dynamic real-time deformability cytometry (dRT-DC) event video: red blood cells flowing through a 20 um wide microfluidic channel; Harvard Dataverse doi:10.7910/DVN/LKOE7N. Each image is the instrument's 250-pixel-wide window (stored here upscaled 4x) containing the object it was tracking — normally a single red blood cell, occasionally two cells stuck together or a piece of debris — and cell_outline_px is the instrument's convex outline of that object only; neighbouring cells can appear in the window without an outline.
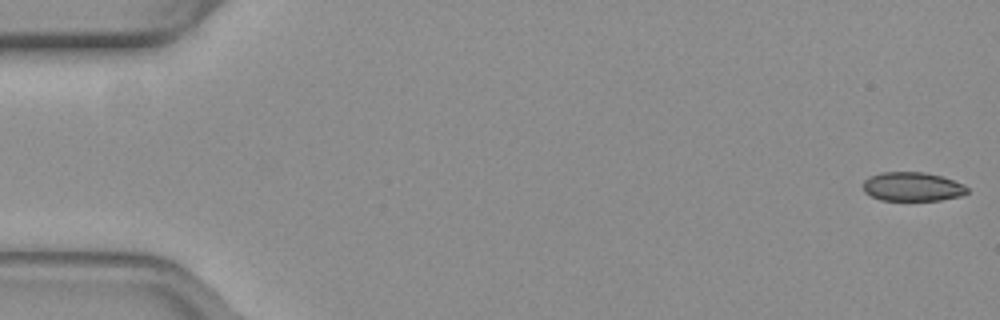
{"species": "common noctule bat (a hibernating species)", "species_latin": "Nyctalus noctula", "temperature_condition": "warm", "stored_images_in_passage": 52, "camera_frame_rate_fps": 3000, "um_per_image_px": 0.085, "animal": {"sex": "female", "body_mass_g": 19.3, "forearm_length_mm": 54.1}, "frame": {"image": 1, "passage_image": 1, "time_ms": 0.0, "image_size_px": [1000, 320], "cell_outline_px": [[968, 192], [960, 196], [940, 200], [880, 200], [864, 192], [864, 180], [868, 176], [880, 172], [924, 172], [940, 176], [964, 184], [968, 188]], "centroid_in_image_um": [77.54, 15.86], "position_along_channel_um": 7.5, "area_um2": 17.57}}
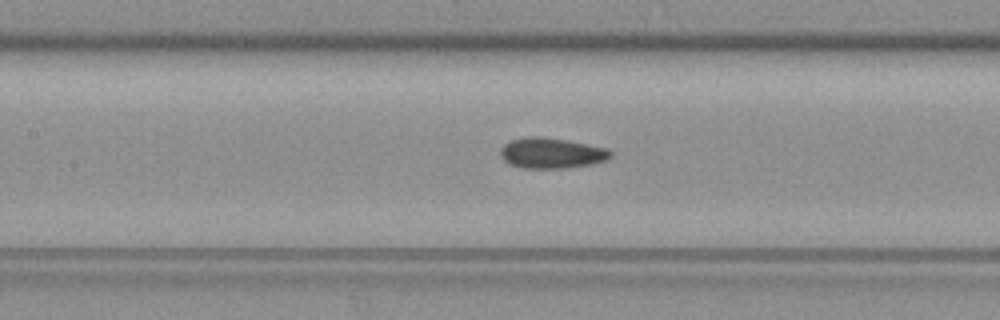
{"frame": {"image": 2, "passage_image": 24, "time_ms": 7.667, "image_size_px": [1000, 320], "cell_outline_px": [[612, 156], [608, 160], [592, 164], [564, 168], [520, 168], [508, 164], [500, 156], [500, 148], [504, 144], [512, 140], [524, 136], [540, 136], [564, 140], [608, 148], [612, 152]], "centroid_in_image_um": [46.86, 13.02], "position_along_channel_um": 160.5, "area_um2": 19.77}}
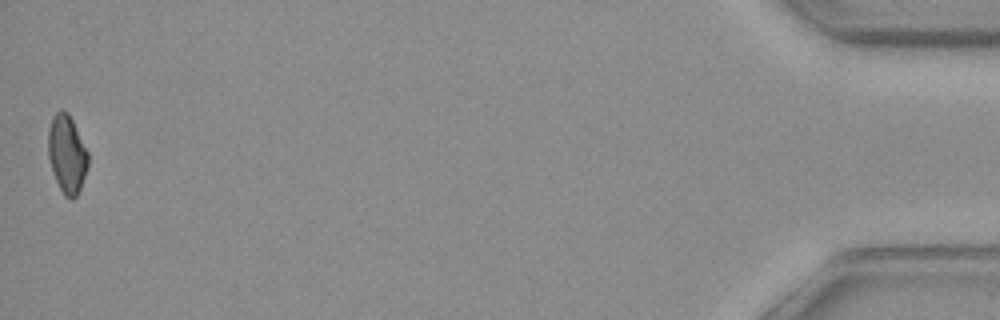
{"frame": {"image": 3, "passage_image": 52, "time_ms": 17.0, "image_size_px": [1000, 320], "cell_outline_px": [[88, 164], [80, 188], [76, 196], [72, 200], [64, 196], [52, 172], [48, 156], [48, 128], [52, 116], [60, 108], [68, 112], [88, 152]], "centroid_in_image_um": [5.67, 13.07], "position_along_channel_um": 429.5, "area_um2": 18.15}, "authors_computed_cell_mechanics": {"area_um2": 19.074, "velocity_mm_per_s": 3.9593, "shape_relaxation_time_tau1_ms": null, "shape_relaxation_time_tau2_ms": 2.9709, "deformation_change_tau1": null, "deformation_change_tau2": 0.0771}}